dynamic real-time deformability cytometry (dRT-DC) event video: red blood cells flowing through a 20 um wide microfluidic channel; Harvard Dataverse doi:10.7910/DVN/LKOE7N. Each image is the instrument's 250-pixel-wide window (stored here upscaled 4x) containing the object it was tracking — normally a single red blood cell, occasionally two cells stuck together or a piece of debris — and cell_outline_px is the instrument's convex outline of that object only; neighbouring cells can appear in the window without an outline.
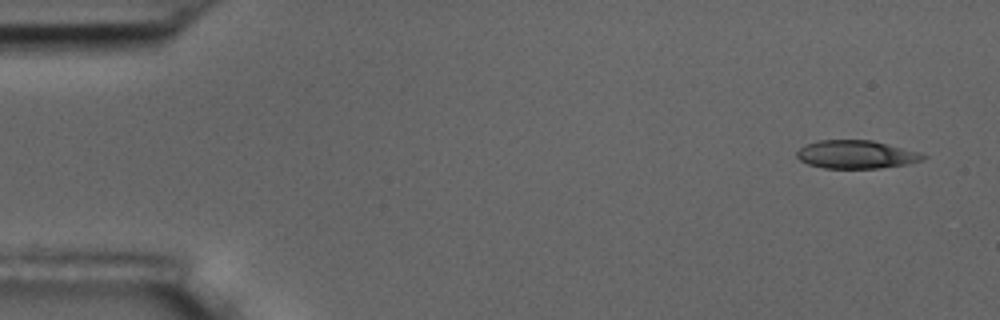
{"species": "common noctule bat (a hibernating species)", "species_latin": "Nyctalus noctula", "temperature_condition": "room temperature", "stored_images_in_passage": 4, "camera_frame_rate_fps": 3000, "um_per_image_px": 0.085, "animal": {"sex": "male", "body_mass_g": 17.5, "forearm_length_mm": 52.3}, "frame": {"image": 1, "passage_image": 1, "time_ms": 0.0, "image_size_px": [1000, 320], "cell_outline_px": [[928, 156], [920, 160], [908, 164], [880, 168], [824, 168], [808, 164], [800, 160], [796, 156], [796, 152], [800, 148], [816, 140], [872, 140], [920, 152]], "centroid_in_image_um": [72.77, 13.13], "position_along_channel_um": 12.2, "area_um2": 20.69}}
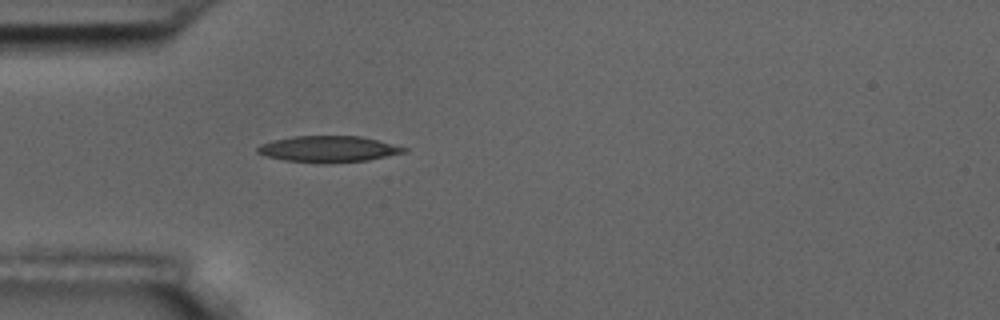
{"frame": {"image": 2, "passage_image": 4, "time_ms": 4.333, "image_size_px": [1000, 320], "cell_outline_px": [[408, 152], [368, 160], [284, 160], [268, 156], [256, 152], [256, 148], [260, 144], [272, 140], [292, 136], [360, 136], [408, 148]], "centroid_in_image_um": [27.92, 12.61], "position_along_channel_um": 57.1, "area_um2": 21.27}}